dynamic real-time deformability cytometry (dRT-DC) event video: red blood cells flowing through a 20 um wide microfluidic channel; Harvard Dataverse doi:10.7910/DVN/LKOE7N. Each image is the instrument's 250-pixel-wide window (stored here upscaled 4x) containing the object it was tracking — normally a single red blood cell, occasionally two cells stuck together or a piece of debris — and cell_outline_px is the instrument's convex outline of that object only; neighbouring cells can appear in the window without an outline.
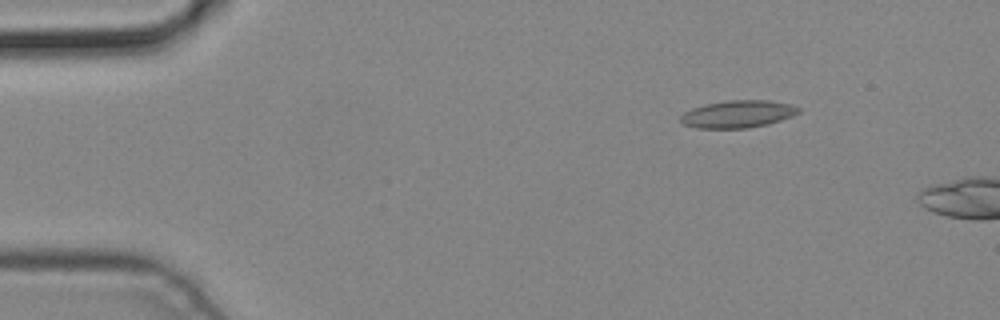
{"species": "common noctule bat (a hibernating species)", "species_latin": "Nyctalus noctula", "temperature_condition": "cold", "stored_images_in_passage": 3, "camera_frame_rate_fps": 3000, "um_per_image_px": 0.085, "animal": {"sex": "male", "body_mass_g": 19.2, "forearm_length_mm": 51.8}, "frame": {"image": 1, "passage_image": 2, "time_ms": 0.333, "image_size_px": [1000, 320], "cell_outline_px": [[800, 112], [792, 116], [768, 124], [748, 128], [696, 128], [684, 124], [680, 120], [680, 116], [684, 112], [692, 108], [704, 104], [728, 100], [768, 100], [792, 104], [800, 108]], "centroid_in_image_um": [62.72, 9.69], "position_along_channel_um": 22.3, "area_um2": 18.9}}